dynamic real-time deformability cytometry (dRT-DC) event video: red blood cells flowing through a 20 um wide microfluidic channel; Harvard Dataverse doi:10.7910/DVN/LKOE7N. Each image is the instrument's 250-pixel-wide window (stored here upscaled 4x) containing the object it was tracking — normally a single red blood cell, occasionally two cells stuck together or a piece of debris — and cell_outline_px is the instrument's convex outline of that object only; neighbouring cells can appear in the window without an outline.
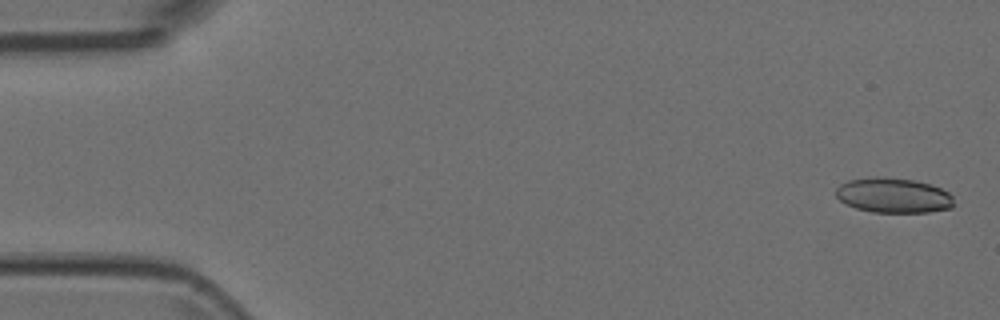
{"species": "Egyptian fruit bat (a non-hibernating species)", "species_latin": "Rousettus aegyptiacus", "temperature_condition": "room temperature", "stored_images_in_passage": 6, "camera_frame_rate_fps": 3000, "um_per_image_px": 0.085, "animal": {"sex": "female"}, "frame": {"image": 1, "passage_image": 1, "time_ms": 0.0, "image_size_px": [1000, 320], "cell_outline_px": [[952, 208], [928, 212], [872, 212], [856, 208], [840, 200], [836, 196], [836, 188], [840, 184], [848, 180], [876, 176], [880, 176], [916, 180], [940, 188], [948, 192], [952, 196]], "centroid_in_image_um": [75.92, 16.6], "position_along_channel_um": 9.1, "area_um2": 23.99}}
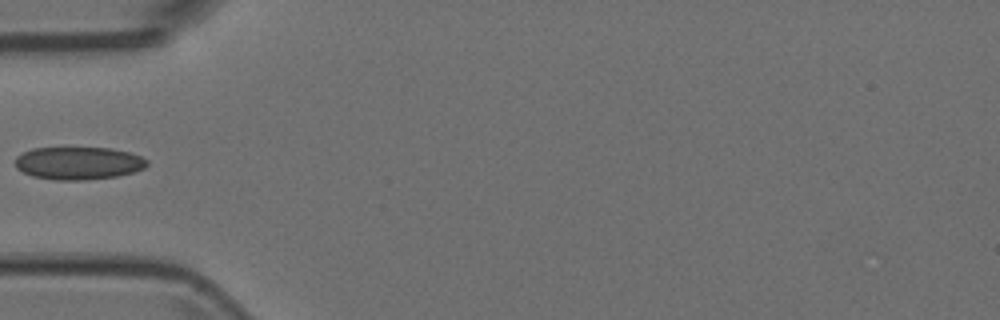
{"frame": {"image": 2, "passage_image": 5, "time_ms": 1.333, "image_size_px": [1000, 320], "cell_outline_px": [[148, 164], [144, 168], [132, 172], [116, 176], [84, 180], [52, 180], [32, 176], [16, 168], [16, 156], [32, 148], [112, 148], [128, 152], [140, 156], [148, 160]], "centroid_in_image_um": [6.66, 13.87], "position_along_channel_um": 78.3, "area_um2": 25.09}}
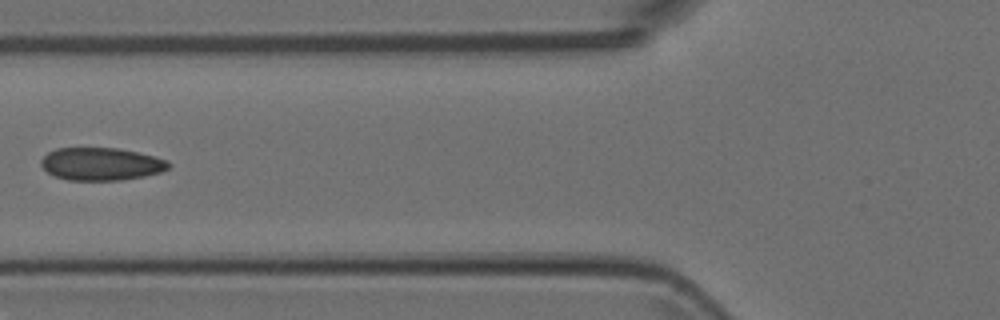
{"frame": {"image": 3, "passage_image": 6, "time_ms": 1.667, "image_size_px": [1000, 320], "cell_outline_px": [[172, 164], [168, 168], [160, 172], [144, 176], [120, 180], [68, 180], [52, 176], [40, 164], [40, 160], [48, 152], [56, 148], [116, 148], [136, 152], [168, 160]], "centroid_in_image_um": [8.57, 13.94], "position_along_channel_um": 117.2, "area_um2": 24.28}}